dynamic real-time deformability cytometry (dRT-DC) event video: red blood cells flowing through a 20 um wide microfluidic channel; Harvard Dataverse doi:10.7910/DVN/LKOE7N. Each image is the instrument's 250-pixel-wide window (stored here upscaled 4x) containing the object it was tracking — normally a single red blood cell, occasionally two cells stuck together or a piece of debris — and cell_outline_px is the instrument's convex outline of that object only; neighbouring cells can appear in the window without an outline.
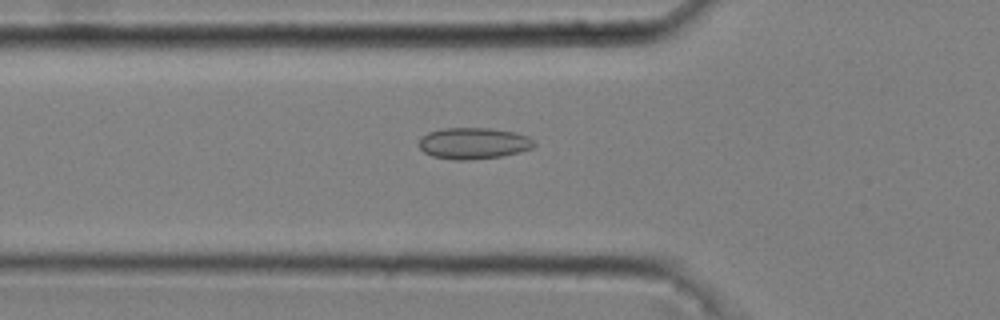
{"species": "common noctule bat (a hibernating species)", "species_latin": "Nyctalus noctula", "temperature_condition": "cold", "stored_images_in_passage": 44, "camera_frame_rate_fps": 3000, "um_per_image_px": 0.085, "animal": {"sex": "male", "body_mass_g": 20.4}, "frame": {"image": 1, "passage_image": 13, "time_ms": 4.0, "image_size_px": [1000, 320], "cell_outline_px": [[536, 144], [532, 148], [520, 152], [500, 156], [468, 160], [456, 160], [432, 156], [424, 152], [420, 148], [420, 136], [428, 132], [444, 128], [492, 128], [516, 132], [528, 136], [536, 140]], "centroid_in_image_um": [40.28, 12.17], "position_along_channel_um": 85.5, "area_um2": 21.21}}
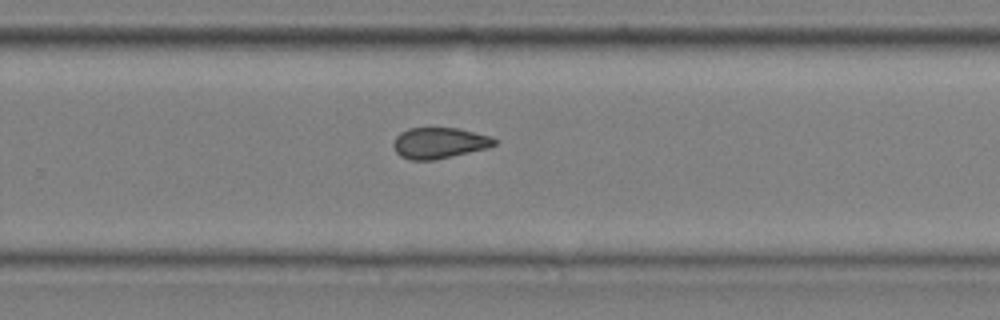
{"frame": {"image": 2, "passage_image": 30, "time_ms": 9.667, "image_size_px": [1000, 320], "cell_outline_px": [[496, 144], [488, 148], [436, 160], [408, 160], [400, 156], [396, 152], [392, 144], [396, 136], [400, 132], [408, 128], [456, 128], [492, 136], [496, 140]], "centroid_in_image_um": [37.32, 12.16], "position_along_channel_um": 292.5, "area_um2": 18.38}}
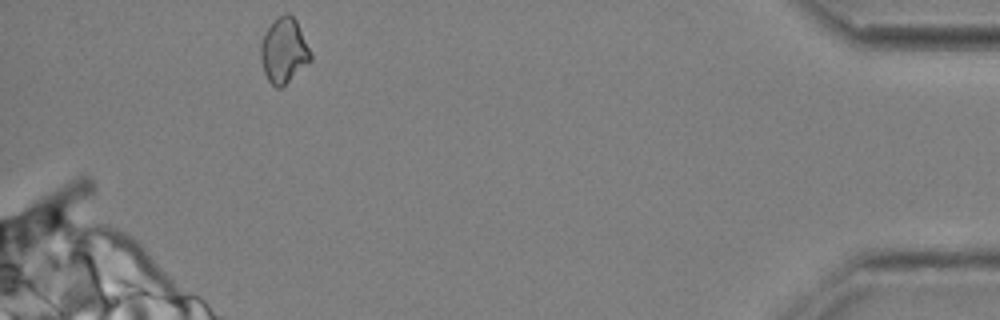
{"frame": {"image": 3, "passage_image": 44, "time_ms": 14.333, "image_size_px": [1000, 320], "cell_outline_px": [[312, 60], [280, 88], [276, 88], [268, 80], [264, 72], [260, 56], [260, 44], [264, 32], [276, 16], [288, 12], [296, 20], [312, 52]], "centroid_in_image_um": [24.12, 4.26], "position_along_channel_um": 411.1, "area_um2": 19.07}, "authors_computed_cell_mechanics": {"area_um2": 18.8428, "velocity_mm_per_s": 3.6488, "shape_relaxation_time_tau1_ms": null, "shape_relaxation_time_tau2_ms": 2.5713, "deformation_change_tau1": null, "deformation_change_tau2": 0.0899}}